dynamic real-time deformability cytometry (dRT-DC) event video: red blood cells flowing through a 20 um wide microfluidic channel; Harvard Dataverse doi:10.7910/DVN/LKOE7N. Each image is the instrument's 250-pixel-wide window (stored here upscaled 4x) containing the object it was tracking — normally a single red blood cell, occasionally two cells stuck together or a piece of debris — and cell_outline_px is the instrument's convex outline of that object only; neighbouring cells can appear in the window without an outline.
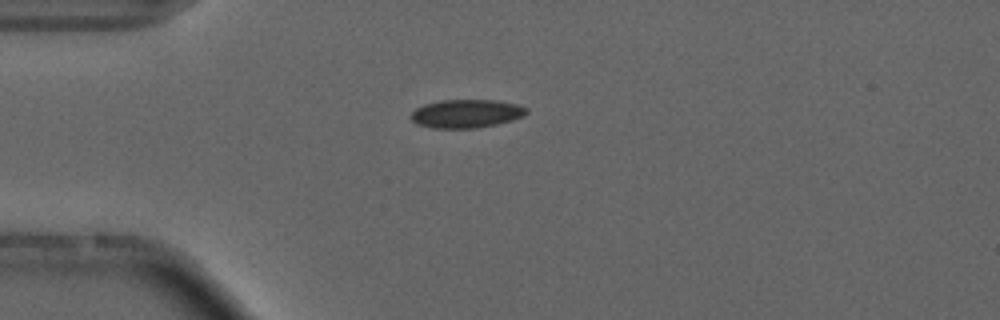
{"species": "common noctule bat (a hibernating species)", "species_latin": "Nyctalus noctula", "temperature_condition": "cold", "stored_images_in_passage": 15, "camera_frame_rate_fps": 3000, "um_per_image_px": 0.085, "animal": {"sex": "male", "forearm_length_mm": 52.5}, "frame": {"image": 1, "passage_image": 4, "time_ms": 5.333, "image_size_px": [1000, 320], "cell_outline_px": [[528, 112], [524, 116], [512, 120], [496, 124], [476, 128], [432, 128], [416, 124], [412, 120], [412, 112], [416, 108], [424, 104], [440, 100], [496, 100], [520, 104], [528, 108]], "centroid_in_image_um": [39.67, 9.65], "position_along_channel_um": 45.3, "area_um2": 19.25}, "authors_computed_cell_mechanics": {"area_um2": 18.0914, "velocity_mm_per_s": 3.7241, "shape_relaxation_time_tau1_ms": null, "shape_relaxation_time_tau2_ms": 2.708, "deformation_change_tau1": null, "deformation_change_tau2": 0.0589}}